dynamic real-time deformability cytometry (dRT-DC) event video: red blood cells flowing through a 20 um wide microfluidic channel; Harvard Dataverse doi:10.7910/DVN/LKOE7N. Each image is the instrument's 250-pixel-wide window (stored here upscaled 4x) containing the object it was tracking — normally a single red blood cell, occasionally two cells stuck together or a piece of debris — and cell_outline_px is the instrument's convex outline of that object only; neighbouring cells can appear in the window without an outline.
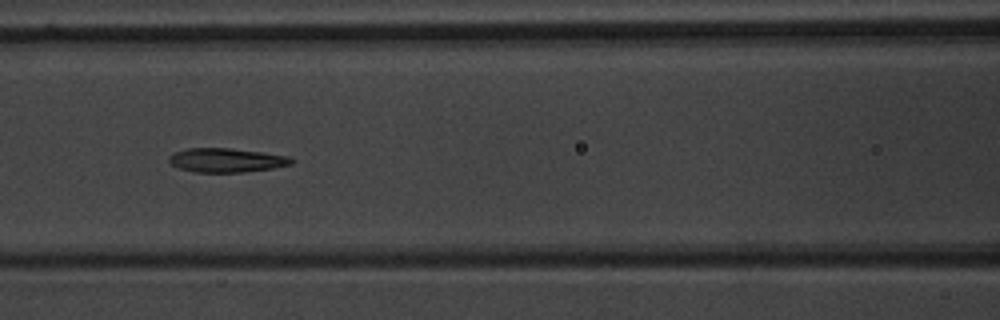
{"species": "common noctule bat (a hibernating species)", "species_latin": "Nyctalus noctula", "temperature_condition": "warm", "stored_images_in_passage": 15, "camera_frame_rate_fps": 3000, "um_per_image_px": 0.085, "animal": {"sex": "male", "body_mass_g": 20.1, "forearm_length_mm": 53.5}, "frame": {"image": 1, "passage_image": 9, "time_ms": 2.667, "image_size_px": [1000, 320], "cell_outline_px": [[296, 160], [292, 164], [272, 168], [244, 172], [196, 172], [176, 168], [168, 164], [168, 156], [176, 152], [188, 148], [228, 148], [260, 152], [288, 156]], "centroid_in_image_um": [19.2, 13.62], "position_along_channel_um": 147.4, "area_um2": 17.22}}